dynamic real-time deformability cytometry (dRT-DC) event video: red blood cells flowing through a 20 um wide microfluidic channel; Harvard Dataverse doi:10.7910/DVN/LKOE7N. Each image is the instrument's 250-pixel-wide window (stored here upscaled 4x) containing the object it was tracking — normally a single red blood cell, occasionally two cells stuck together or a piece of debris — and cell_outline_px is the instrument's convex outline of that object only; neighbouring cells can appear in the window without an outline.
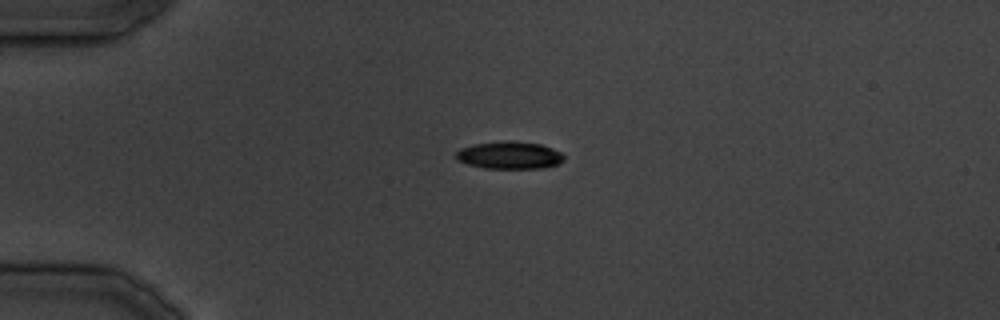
{"species": "common noctule bat (a hibernating species)", "species_latin": "Nyctalus noctula", "temperature_condition": "cold", "stored_images_in_passage": 28, "camera_frame_rate_fps": 3000, "um_per_image_px": 0.085, "animal": {"sex": "male", "body_mass_g": 19.5, "forearm_length_mm": 54.6}, "frame": {"image": 1, "passage_image": 1, "time_ms": 0.0, "image_size_px": [1000, 320], "cell_outline_px": [[564, 160], [560, 164], [544, 168], [484, 168], [468, 164], [456, 160], [456, 152], [460, 148], [472, 144], [504, 140], [540, 144], [552, 148], [560, 152], [564, 156]], "centroid_in_image_um": [43.3, 13.19], "position_along_channel_um": 41.7, "area_um2": 17.4}}
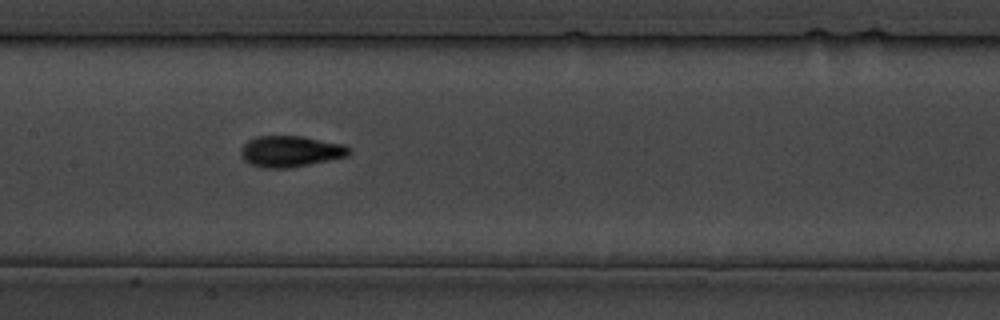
{"frame": {"image": 2, "passage_image": 10, "time_ms": 11.333, "image_size_px": [1000, 320], "cell_outline_px": [[352, 152], [348, 156], [288, 168], [264, 168], [248, 164], [244, 160], [240, 152], [240, 148], [248, 140], [256, 136], [304, 136], [344, 144]], "centroid_in_image_um": [24.67, 12.86], "position_along_channel_um": 182.7, "area_um2": 19.71}}
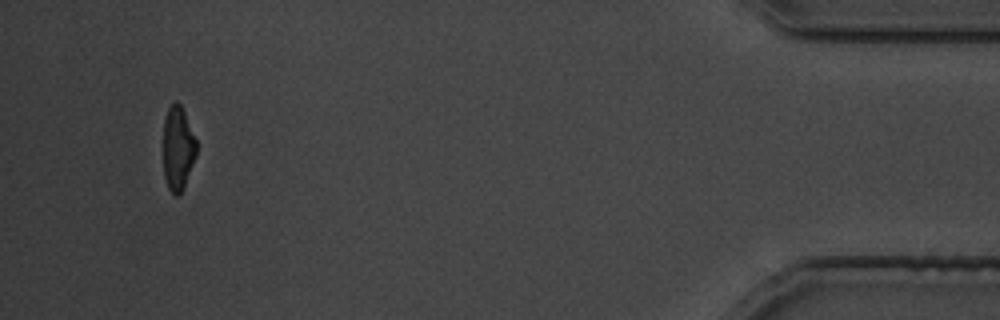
{"frame": {"image": 3, "passage_image": 26, "time_ms": 31.333, "image_size_px": [1000, 320], "cell_outline_px": [[196, 156], [184, 188], [176, 196], [168, 188], [164, 176], [164, 120], [168, 108], [176, 100], [180, 104], [184, 112], [196, 140]], "centroid_in_image_um": [15.12, 12.62], "position_along_channel_um": 420.1, "area_um2": 16.07}}